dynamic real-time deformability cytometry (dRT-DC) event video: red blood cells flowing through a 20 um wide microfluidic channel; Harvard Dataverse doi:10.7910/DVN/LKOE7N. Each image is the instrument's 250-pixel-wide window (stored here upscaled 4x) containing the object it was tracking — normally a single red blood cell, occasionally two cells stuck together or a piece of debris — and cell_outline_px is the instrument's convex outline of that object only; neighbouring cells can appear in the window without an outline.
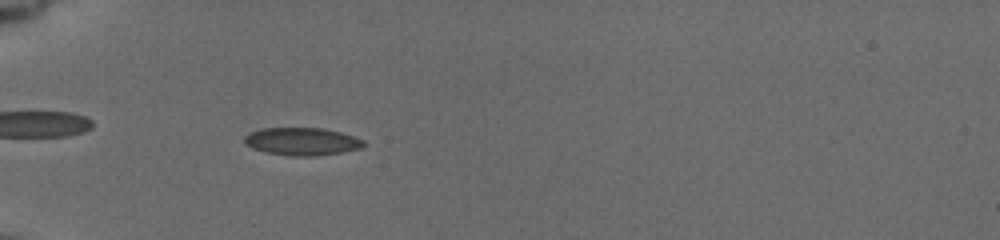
{"species": "common noctule bat (a hibernating species)", "species_latin": "Nyctalus noctula", "temperature_condition": "cold", "stored_images_in_passage": 49, "camera_frame_rate_fps": 3000, "um_per_image_px": 0.085, "animal": {"sex": "female", "body_mass_g": 19.5, "forearm_length_mm": 54.1}, "frame": {"image": 1, "passage_image": 12, "time_ms": 3.667, "image_size_px": [1000, 240], "cell_outline_px": [[364, 144], [360, 148], [340, 152], [316, 156], [292, 156], [268, 152], [252, 148], [244, 140], [244, 136], [248, 132], [260, 128], [320, 128], [340, 132], [364, 140]], "centroid_in_image_um": [25.63, 12.01], "position_along_channel_um": 59.4, "area_um2": 19.02}}
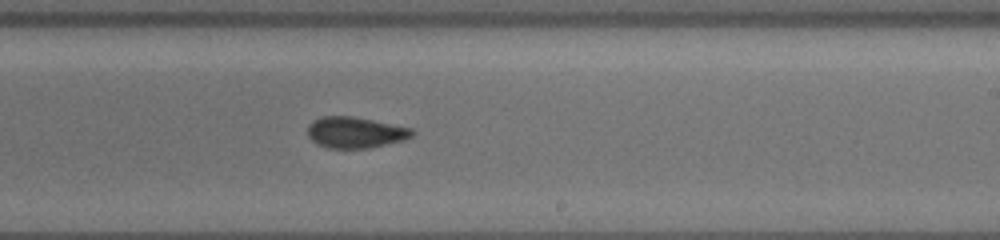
{"frame": {"image": 2, "passage_image": 29, "time_ms": 9.333, "image_size_px": [1000, 240], "cell_outline_px": [[416, 132], [412, 136], [404, 140], [368, 148], [328, 148], [312, 140], [308, 136], [308, 124], [312, 120], [320, 116], [352, 116], [412, 128]], "centroid_in_image_um": [30.19, 11.25], "position_along_channel_um": 258.8, "area_um2": 18.9}}
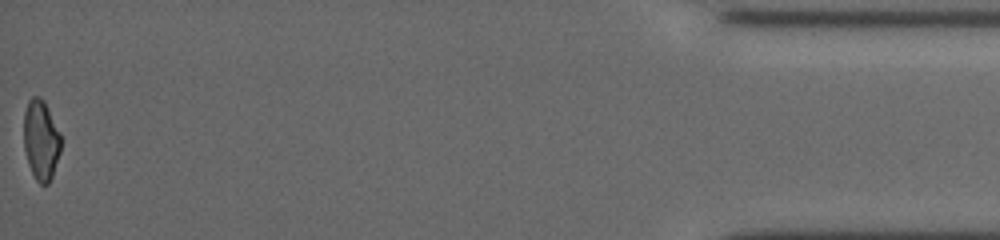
{"frame": {"image": 3, "passage_image": 49, "time_ms": 16.0, "image_size_px": [1000, 240], "cell_outline_px": [[60, 152], [52, 176], [48, 184], [40, 184], [36, 180], [28, 164], [24, 148], [24, 112], [28, 100], [32, 96], [40, 96], [44, 100], [60, 132]], "centroid_in_image_um": [3.47, 11.87], "position_along_channel_um": 431.7, "area_um2": 17.34}, "authors_computed_cell_mechanics": {"area_um2": 18.4382, "velocity_mm_per_s": 3.7684, "shape_relaxation_time_tau1_ms": 9.3769, "shape_relaxation_time_tau2_ms": 2.4737, "deformation_change_tau1": 0.1667, "deformation_change_tau2": 0.0733}}